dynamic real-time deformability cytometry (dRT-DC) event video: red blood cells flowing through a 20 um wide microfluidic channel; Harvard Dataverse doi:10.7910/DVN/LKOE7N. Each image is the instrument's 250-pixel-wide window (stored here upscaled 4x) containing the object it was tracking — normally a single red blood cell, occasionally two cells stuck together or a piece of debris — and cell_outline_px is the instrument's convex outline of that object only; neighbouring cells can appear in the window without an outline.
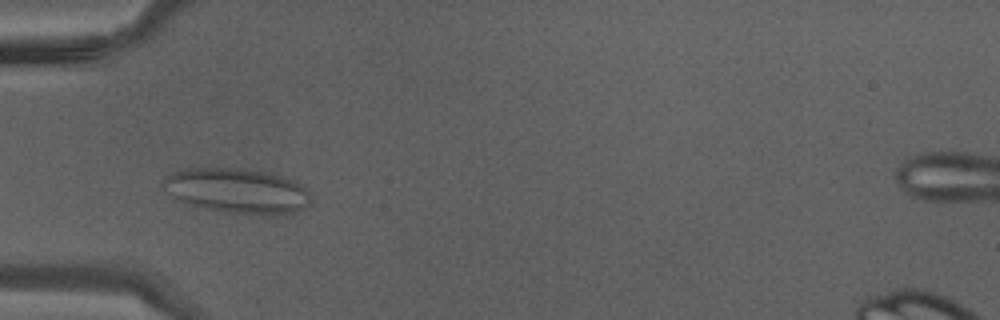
{"species": "Egyptian fruit bat (a non-hibernating species)", "species_latin": "Rousettus aegyptiacus", "temperature_condition": "warm", "stored_images_in_passage": 37, "camera_frame_rate_fps": 3000, "um_per_image_px": 0.085, "animal": {"sex": "male"}, "frame": {"image": 1, "passage_image": 9, "time_ms": 2.667, "image_size_px": [1000, 320], "cell_outline_px": [[312, 200], [304, 208], [296, 212], [276, 216], [260, 216], [220, 212], [188, 204], [176, 200], [160, 184], [176, 168], [244, 168], [268, 172], [284, 176], [300, 184], [312, 196]], "centroid_in_image_um": [20.17, 16.24], "position_along_channel_um": 64.8, "area_um2": 39.71}}
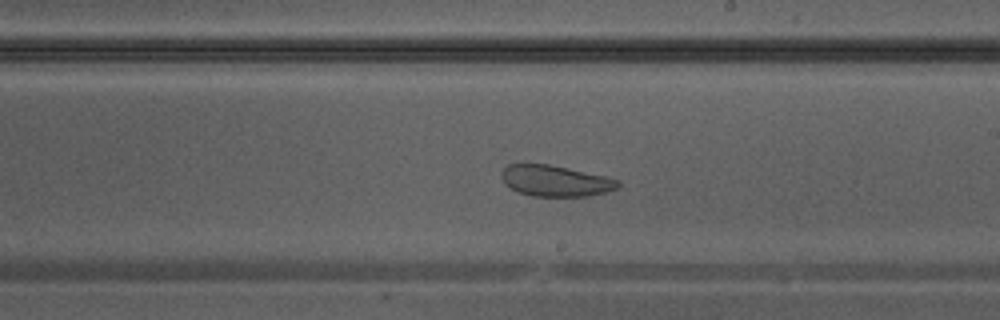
{"frame": {"image": 2, "passage_image": 20, "time_ms": 6.333, "image_size_px": [1000, 320], "cell_outline_px": [[620, 184], [616, 188], [604, 192], [588, 196], [532, 196], [516, 192], [504, 184], [500, 176], [500, 172], [508, 164], [548, 164], [608, 176], [620, 180]], "centroid_in_image_um": [47.17, 15.37], "position_along_channel_um": 241.8, "area_um2": 21.27}}
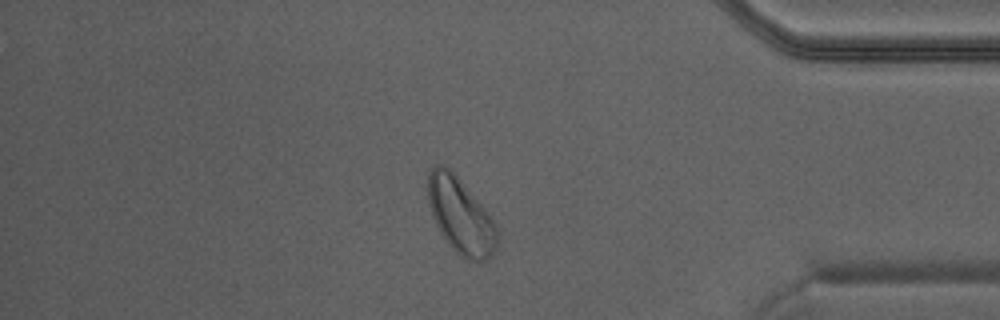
{"frame": {"image": 3, "passage_image": 31, "time_ms": 10.0, "image_size_px": [1000, 320], "cell_outline_px": [[496, 248], [492, 256], [484, 260], [468, 260], [460, 256], [448, 244], [440, 232], [432, 216], [428, 204], [424, 184], [428, 172], [436, 164], [440, 164], [448, 168], [456, 176], [484, 208], [496, 224]], "centroid_in_image_um": [39.08, 18.32], "position_along_channel_um": 396.1, "area_um2": 30.52}}